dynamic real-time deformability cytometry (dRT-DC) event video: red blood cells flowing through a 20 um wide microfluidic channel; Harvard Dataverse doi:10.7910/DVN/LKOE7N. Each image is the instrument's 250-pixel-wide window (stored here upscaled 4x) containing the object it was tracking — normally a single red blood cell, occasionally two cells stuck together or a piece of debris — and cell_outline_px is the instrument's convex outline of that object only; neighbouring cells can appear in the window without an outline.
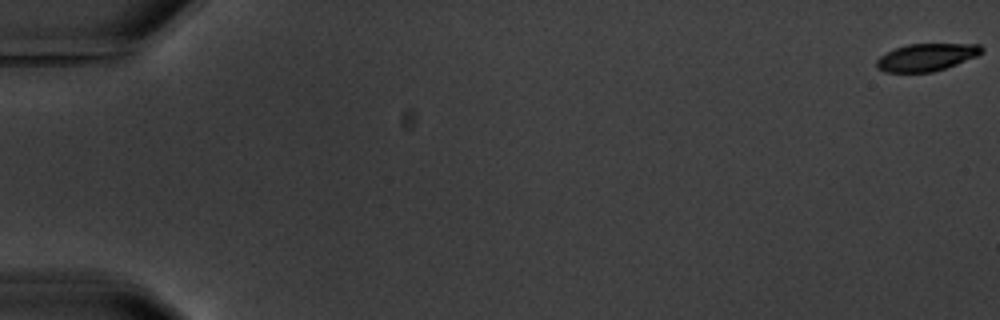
{"species": "common noctule bat (a hibernating species)", "species_latin": "Nyctalus noctula", "temperature_condition": "warm", "stored_images_in_passage": 6, "camera_frame_rate_fps": 3000, "um_per_image_px": 0.085, "animal": {"sex": "male", "body_mass_g": 20.1, "forearm_length_mm": 53.5}, "frame": {"image": 1, "passage_image": 1, "time_ms": 0.0, "image_size_px": [1000, 320], "cell_outline_px": [[984, 48], [976, 56], [956, 64], [932, 72], [884, 72], [876, 68], [876, 60], [880, 56], [896, 48], [908, 44], [980, 44]], "centroid_in_image_um": [78.71, 4.87], "position_along_channel_um": 6.3, "area_um2": 16.59}}
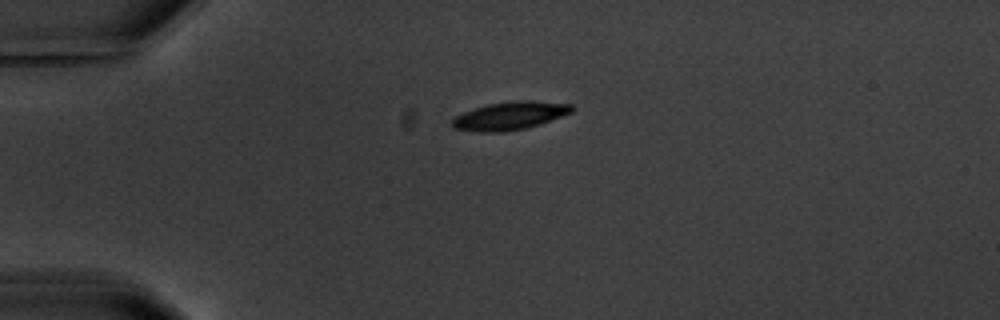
{"frame": {"image": 2, "passage_image": 5, "time_ms": 5.0, "image_size_px": [1000, 320], "cell_outline_px": [[572, 112], [540, 124], [524, 128], [504, 132], [480, 132], [452, 128], [452, 120], [456, 116], [464, 112], [488, 104], [512, 100], [532, 100], [572, 104]], "centroid_in_image_um": [43.34, 9.83], "position_along_channel_um": 41.7, "area_um2": 19.48}}